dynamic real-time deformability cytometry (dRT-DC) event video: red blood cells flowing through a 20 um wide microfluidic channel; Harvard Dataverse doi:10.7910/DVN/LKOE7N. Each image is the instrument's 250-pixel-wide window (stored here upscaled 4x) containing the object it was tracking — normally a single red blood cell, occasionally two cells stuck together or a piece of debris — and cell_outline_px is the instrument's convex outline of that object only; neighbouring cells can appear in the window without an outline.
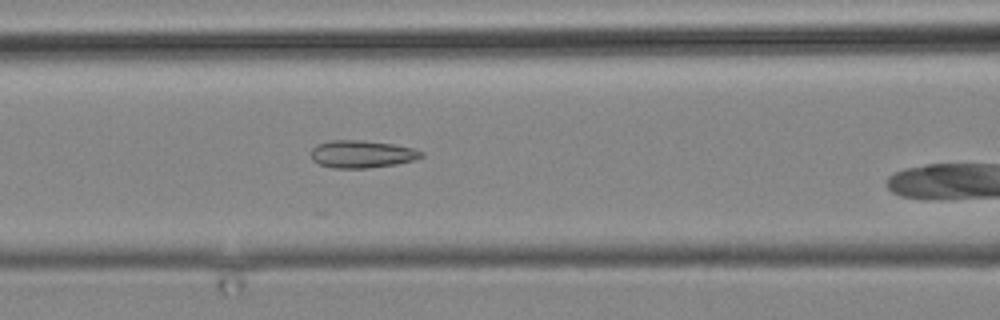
{"species": "common noctule bat (a hibernating species)", "species_latin": "Nyctalus noctula", "temperature_condition": "cold", "stored_images_in_passage": 9, "segment_of_instrument_passage": [1, 2], "camera_frame_rate_fps": 3000, "um_per_image_px": 0.085, "animal": {"sex": "male", "body_mass_g": 19.2, "forearm_length_mm": 51.8}, "frame": {"image": 1, "passage_image": 8, "time_ms": 9.0, "image_size_px": [1000, 320], "cell_outline_px": [[424, 156], [416, 160], [396, 164], [368, 168], [332, 168], [320, 164], [312, 160], [312, 148], [316, 144], [332, 140], [364, 140], [392, 144], [412, 148], [424, 152]], "centroid_in_image_um": [30.77, 13.1], "position_along_channel_um": 135.8, "area_um2": 17.74}}